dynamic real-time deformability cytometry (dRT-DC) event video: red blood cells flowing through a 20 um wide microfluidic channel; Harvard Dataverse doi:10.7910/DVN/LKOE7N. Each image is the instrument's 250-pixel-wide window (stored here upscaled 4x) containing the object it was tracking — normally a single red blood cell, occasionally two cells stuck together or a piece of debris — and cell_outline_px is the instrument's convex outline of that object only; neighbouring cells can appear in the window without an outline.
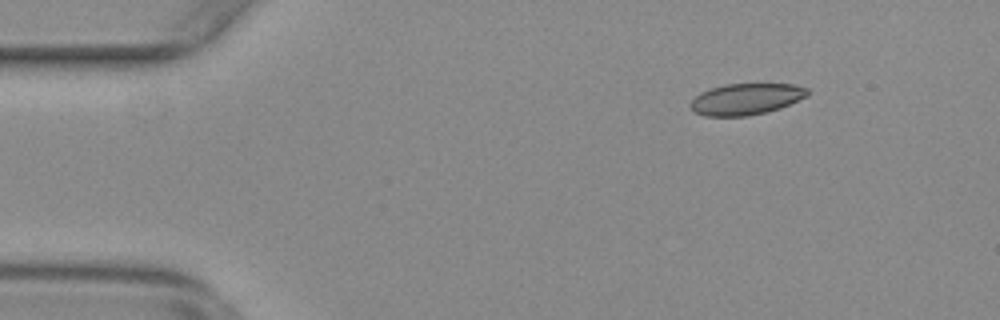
{"species": "common noctule bat (a hibernating species)", "species_latin": "Nyctalus noctula", "temperature_condition": "warm", "stored_images_in_passage": 54, "camera_frame_rate_fps": 3000, "um_per_image_px": 0.085, "animal": {"sex": "female", "body_mass_g": 29.2, "forearm_length_mm": 56.3}, "frame": {"image": 1, "passage_image": 7, "time_ms": 2.0, "image_size_px": [1000, 320], "cell_outline_px": [[812, 92], [808, 96], [780, 108], [768, 112], [748, 116], [704, 116], [696, 112], [688, 104], [700, 92], [724, 84], [792, 84], [808, 88]], "centroid_in_image_um": [63.45, 8.42], "position_along_channel_um": 21.6, "area_um2": 21.5}}
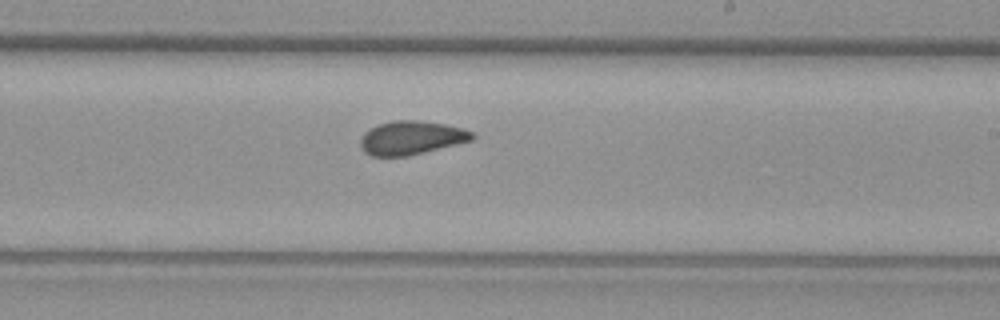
{"frame": {"image": 2, "passage_image": 32, "time_ms": 10.333, "image_size_px": [1000, 320], "cell_outline_px": [[476, 136], [472, 140], [408, 156], [372, 156], [364, 152], [360, 144], [360, 140], [364, 132], [380, 124], [392, 120], [420, 120], [444, 124], [464, 128], [472, 132]], "centroid_in_image_um": [34.96, 11.71], "position_along_channel_um": 254.0, "area_um2": 21.85}}
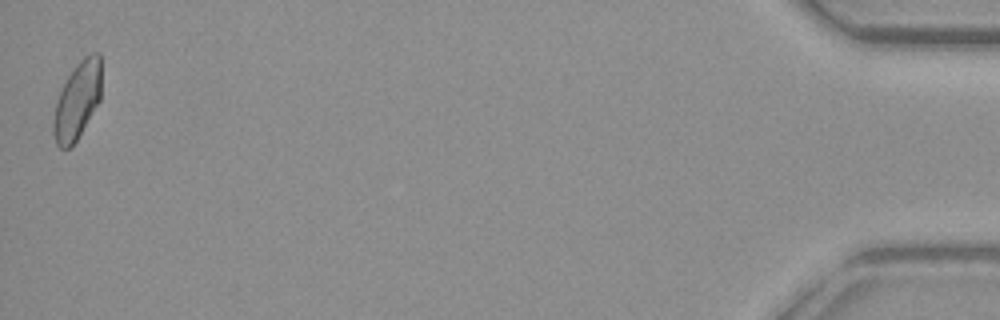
{"frame": {"image": 3, "passage_image": 54, "time_ms": 17.667, "image_size_px": [1000, 320], "cell_outline_px": [[100, 100], [76, 140], [68, 148], [60, 148], [56, 144], [52, 132], [52, 124], [56, 100], [68, 76], [76, 64], [84, 56], [92, 52], [100, 52]], "centroid_in_image_um": [6.55, 8.54], "position_along_channel_um": 428.7, "area_um2": 21.39}, "authors_computed_cell_mechanics": {"area_um2": 21.9929, "velocity_mm_per_s": 3.7678, "shape_relaxation_time_tau1_ms": null, "shape_relaxation_time_tau2_ms": 1.6443, "deformation_change_tau1": null, "deformation_change_tau2": 0.0634}}